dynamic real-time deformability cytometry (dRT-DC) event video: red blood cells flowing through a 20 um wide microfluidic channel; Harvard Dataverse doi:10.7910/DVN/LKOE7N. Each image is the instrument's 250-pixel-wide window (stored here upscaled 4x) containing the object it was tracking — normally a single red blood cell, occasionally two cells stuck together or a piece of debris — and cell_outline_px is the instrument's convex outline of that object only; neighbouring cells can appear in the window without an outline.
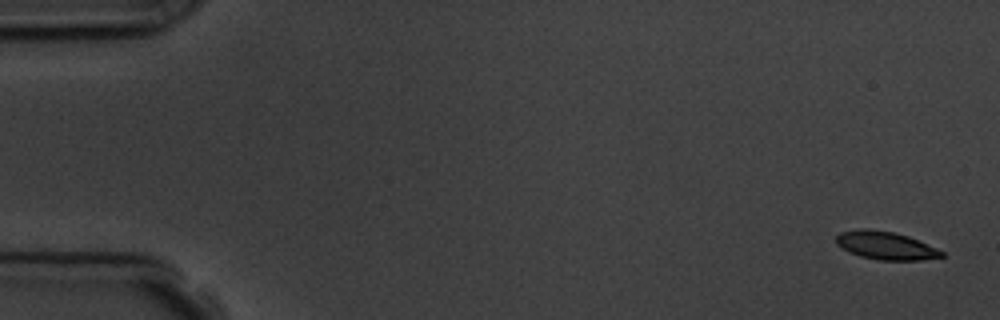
{"species": "common noctule bat (a hibernating species)", "species_latin": "Nyctalus noctula", "temperature_condition": "room temperature", "stored_images_in_passage": 5, "camera_frame_rate_fps": 3000, "um_per_image_px": 0.085, "animal": {"sex": "male", "body_mass_g": 19.5, "forearm_length_mm": 54.6}, "frame": {"image": 1, "passage_image": 1, "time_ms": 0.0, "image_size_px": [1000, 320], "cell_outline_px": [[944, 256], [920, 260], [880, 260], [860, 256], [848, 252], [836, 244], [836, 236], [840, 232], [860, 228], [868, 228], [892, 232], [908, 236], [936, 248], [944, 252]], "centroid_in_image_um": [75.24, 20.86], "position_along_channel_um": 9.8, "area_um2": 17.17}}
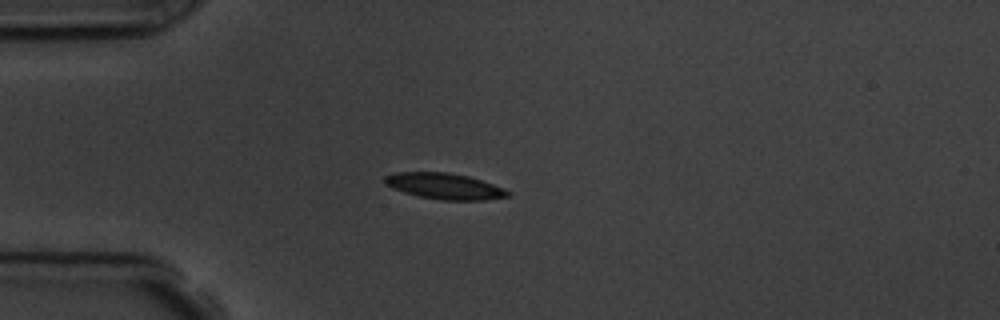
{"frame": {"image": 2, "passage_image": 5, "time_ms": 4.333, "image_size_px": [1000, 320], "cell_outline_px": [[512, 192], [508, 196], [484, 200], [440, 200], [420, 196], [404, 192], [392, 188], [384, 184], [384, 176], [396, 172], [448, 172], [468, 176], [504, 188]], "centroid_in_image_um": [37.77, 15.82], "position_along_channel_um": 47.2, "area_um2": 18.61}}